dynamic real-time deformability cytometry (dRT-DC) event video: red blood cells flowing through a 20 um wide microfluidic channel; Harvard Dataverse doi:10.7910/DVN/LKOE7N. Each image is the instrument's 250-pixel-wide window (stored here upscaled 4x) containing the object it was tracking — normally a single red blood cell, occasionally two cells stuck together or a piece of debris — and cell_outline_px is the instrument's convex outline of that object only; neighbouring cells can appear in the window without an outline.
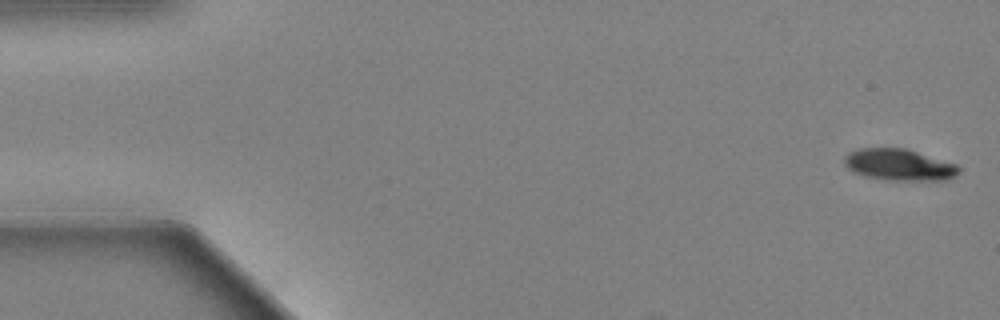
{"species": "Egyptian fruit bat (a non-hibernating species)", "species_latin": "Rousettus aegyptiacus", "temperature_condition": "warm", "stored_images_in_passage": 56, "camera_frame_rate_fps": 3000, "um_per_image_px": 0.085, "animal": {"sex": "female"}, "frame": {"image": 1, "passage_image": 1, "time_ms": 0.0, "image_size_px": [1000, 320], "cell_outline_px": [[960, 172], [956, 176], [948, 180], [884, 180], [864, 176], [852, 172], [844, 164], [844, 156], [848, 152], [860, 148], [908, 148], [956, 164], [960, 168]], "centroid_in_image_um": [76.42, 14.0], "position_along_channel_um": 8.6, "area_um2": 21.39}}
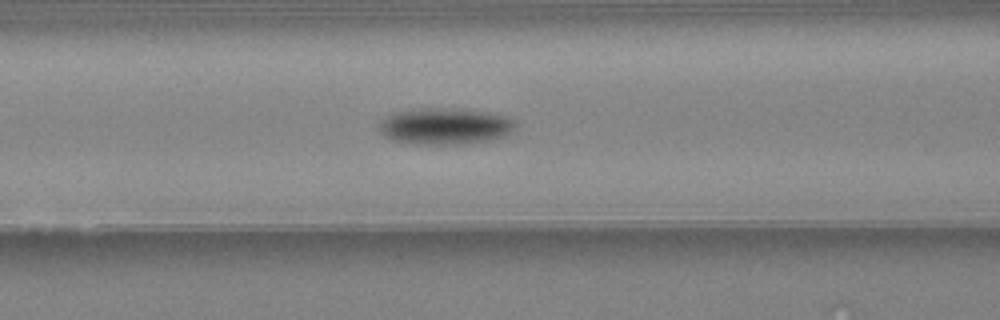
{"frame": {"image": 2, "passage_image": 23, "time_ms": 7.333, "image_size_px": [1000, 320], "cell_outline_px": [[516, 128], [508, 136], [492, 140], [460, 144], [416, 144], [392, 140], [384, 136], [380, 128], [380, 124], [392, 112], [412, 108], [460, 108], [488, 112], [508, 116], [516, 120]], "centroid_in_image_um": [37.9, 10.71], "position_along_channel_um": 128.7, "area_um2": 29.48}}
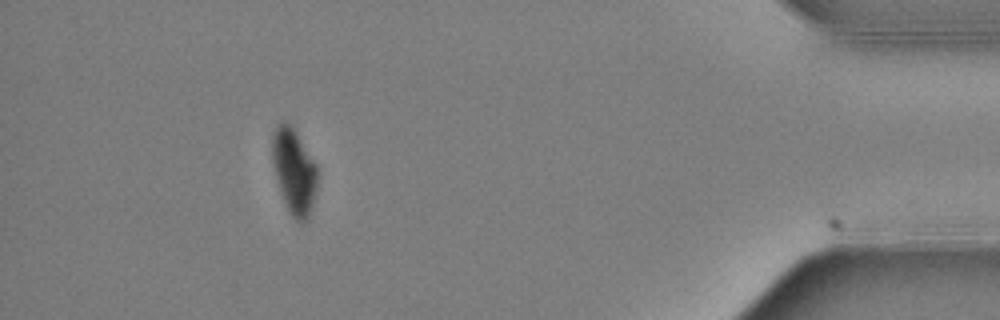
{"frame": {"image": 3, "passage_image": 51, "time_ms": 16.667, "image_size_px": [1000, 320], "cell_outline_px": [[316, 188], [312, 204], [308, 216], [300, 224], [292, 216], [284, 200], [272, 164], [272, 136], [276, 128], [284, 120], [292, 128], [316, 164]], "centroid_in_image_um": [24.97, 14.56], "position_along_channel_um": 410.2, "area_um2": 21.5}, "authors_computed_cell_mechanics": {"area_um2": 24.9985, "velocity_mm_per_s": 3.6266, "shape_relaxation_time_tau1_ms": 1.9114, "shape_relaxation_time_tau2_ms": null, "deformation_change_tau1": 0.1417, "deformation_change_tau2": null}}